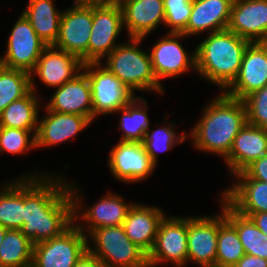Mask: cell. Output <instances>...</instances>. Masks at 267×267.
I'll use <instances>...</instances> for the list:
<instances>
[{
  "instance_id": "16",
  "label": "cell",
  "mask_w": 267,
  "mask_h": 267,
  "mask_svg": "<svg viewBox=\"0 0 267 267\" xmlns=\"http://www.w3.org/2000/svg\"><path fill=\"white\" fill-rule=\"evenodd\" d=\"M219 214L187 216L188 262L199 267L216 265Z\"/></svg>"
},
{
  "instance_id": "38",
  "label": "cell",
  "mask_w": 267,
  "mask_h": 267,
  "mask_svg": "<svg viewBox=\"0 0 267 267\" xmlns=\"http://www.w3.org/2000/svg\"><path fill=\"white\" fill-rule=\"evenodd\" d=\"M250 178L267 182V153L243 170Z\"/></svg>"
},
{
  "instance_id": "28",
  "label": "cell",
  "mask_w": 267,
  "mask_h": 267,
  "mask_svg": "<svg viewBox=\"0 0 267 267\" xmlns=\"http://www.w3.org/2000/svg\"><path fill=\"white\" fill-rule=\"evenodd\" d=\"M39 100L37 93L31 90L23 98L13 101L0 114V127L37 131Z\"/></svg>"
},
{
  "instance_id": "46",
  "label": "cell",
  "mask_w": 267,
  "mask_h": 267,
  "mask_svg": "<svg viewBox=\"0 0 267 267\" xmlns=\"http://www.w3.org/2000/svg\"><path fill=\"white\" fill-rule=\"evenodd\" d=\"M206 267H221V266H216V265H213V266H206Z\"/></svg>"
},
{
  "instance_id": "32",
  "label": "cell",
  "mask_w": 267,
  "mask_h": 267,
  "mask_svg": "<svg viewBox=\"0 0 267 267\" xmlns=\"http://www.w3.org/2000/svg\"><path fill=\"white\" fill-rule=\"evenodd\" d=\"M32 241L21 230L8 229L0 243V267H23L32 263Z\"/></svg>"
},
{
  "instance_id": "8",
  "label": "cell",
  "mask_w": 267,
  "mask_h": 267,
  "mask_svg": "<svg viewBox=\"0 0 267 267\" xmlns=\"http://www.w3.org/2000/svg\"><path fill=\"white\" fill-rule=\"evenodd\" d=\"M87 247V235L73 223L60 236L34 244L32 264L34 267H74Z\"/></svg>"
},
{
  "instance_id": "40",
  "label": "cell",
  "mask_w": 267,
  "mask_h": 267,
  "mask_svg": "<svg viewBox=\"0 0 267 267\" xmlns=\"http://www.w3.org/2000/svg\"><path fill=\"white\" fill-rule=\"evenodd\" d=\"M233 267H267V260L258 256L245 254Z\"/></svg>"
},
{
  "instance_id": "43",
  "label": "cell",
  "mask_w": 267,
  "mask_h": 267,
  "mask_svg": "<svg viewBox=\"0 0 267 267\" xmlns=\"http://www.w3.org/2000/svg\"><path fill=\"white\" fill-rule=\"evenodd\" d=\"M7 230H8V229H6V228H4V227H2V226L0 225V243H1V241L3 240V238H4V236H5Z\"/></svg>"
},
{
  "instance_id": "36",
  "label": "cell",
  "mask_w": 267,
  "mask_h": 267,
  "mask_svg": "<svg viewBox=\"0 0 267 267\" xmlns=\"http://www.w3.org/2000/svg\"><path fill=\"white\" fill-rule=\"evenodd\" d=\"M193 0H163L165 10L164 24L170 28L168 33H182L189 20Z\"/></svg>"
},
{
  "instance_id": "9",
  "label": "cell",
  "mask_w": 267,
  "mask_h": 267,
  "mask_svg": "<svg viewBox=\"0 0 267 267\" xmlns=\"http://www.w3.org/2000/svg\"><path fill=\"white\" fill-rule=\"evenodd\" d=\"M149 267L162 265L164 262L175 267H186L187 251V217L164 216L158 226L152 250L147 255Z\"/></svg>"
},
{
  "instance_id": "4",
  "label": "cell",
  "mask_w": 267,
  "mask_h": 267,
  "mask_svg": "<svg viewBox=\"0 0 267 267\" xmlns=\"http://www.w3.org/2000/svg\"><path fill=\"white\" fill-rule=\"evenodd\" d=\"M144 38H128L105 57L101 64L112 72L133 93L134 91H153L164 94L152 70L149 52L140 48Z\"/></svg>"
},
{
  "instance_id": "13",
  "label": "cell",
  "mask_w": 267,
  "mask_h": 267,
  "mask_svg": "<svg viewBox=\"0 0 267 267\" xmlns=\"http://www.w3.org/2000/svg\"><path fill=\"white\" fill-rule=\"evenodd\" d=\"M109 152L108 168L123 183L146 180L156 170L142 142L118 141Z\"/></svg>"
},
{
  "instance_id": "34",
  "label": "cell",
  "mask_w": 267,
  "mask_h": 267,
  "mask_svg": "<svg viewBox=\"0 0 267 267\" xmlns=\"http://www.w3.org/2000/svg\"><path fill=\"white\" fill-rule=\"evenodd\" d=\"M162 124L160 128L158 127V129L153 131H150L149 128L142 142L147 154L156 166L158 164V153L172 150L175 145L184 142L188 136L185 134V131L182 132V135L177 134L174 128L175 123H168L166 125L162 122Z\"/></svg>"
},
{
  "instance_id": "3",
  "label": "cell",
  "mask_w": 267,
  "mask_h": 267,
  "mask_svg": "<svg viewBox=\"0 0 267 267\" xmlns=\"http://www.w3.org/2000/svg\"><path fill=\"white\" fill-rule=\"evenodd\" d=\"M249 43L228 29L208 33L195 48V72L224 92L237 77Z\"/></svg>"
},
{
  "instance_id": "27",
  "label": "cell",
  "mask_w": 267,
  "mask_h": 267,
  "mask_svg": "<svg viewBox=\"0 0 267 267\" xmlns=\"http://www.w3.org/2000/svg\"><path fill=\"white\" fill-rule=\"evenodd\" d=\"M0 187V225L20 230L24 224V176Z\"/></svg>"
},
{
  "instance_id": "19",
  "label": "cell",
  "mask_w": 267,
  "mask_h": 267,
  "mask_svg": "<svg viewBox=\"0 0 267 267\" xmlns=\"http://www.w3.org/2000/svg\"><path fill=\"white\" fill-rule=\"evenodd\" d=\"M43 118L38 119L36 149L51 147L77 136L93 123L88 117L51 111L45 106Z\"/></svg>"
},
{
  "instance_id": "24",
  "label": "cell",
  "mask_w": 267,
  "mask_h": 267,
  "mask_svg": "<svg viewBox=\"0 0 267 267\" xmlns=\"http://www.w3.org/2000/svg\"><path fill=\"white\" fill-rule=\"evenodd\" d=\"M234 0H193L186 29L188 37L227 29Z\"/></svg>"
},
{
  "instance_id": "42",
  "label": "cell",
  "mask_w": 267,
  "mask_h": 267,
  "mask_svg": "<svg viewBox=\"0 0 267 267\" xmlns=\"http://www.w3.org/2000/svg\"><path fill=\"white\" fill-rule=\"evenodd\" d=\"M115 0H74V5L98 6L114 3Z\"/></svg>"
},
{
  "instance_id": "20",
  "label": "cell",
  "mask_w": 267,
  "mask_h": 267,
  "mask_svg": "<svg viewBox=\"0 0 267 267\" xmlns=\"http://www.w3.org/2000/svg\"><path fill=\"white\" fill-rule=\"evenodd\" d=\"M46 107L51 111L77 114L93 121L92 93L87 73L82 71L72 80L57 87Z\"/></svg>"
},
{
  "instance_id": "44",
  "label": "cell",
  "mask_w": 267,
  "mask_h": 267,
  "mask_svg": "<svg viewBox=\"0 0 267 267\" xmlns=\"http://www.w3.org/2000/svg\"><path fill=\"white\" fill-rule=\"evenodd\" d=\"M135 1H139V0H115L117 4H126L128 2H135Z\"/></svg>"
},
{
  "instance_id": "22",
  "label": "cell",
  "mask_w": 267,
  "mask_h": 267,
  "mask_svg": "<svg viewBox=\"0 0 267 267\" xmlns=\"http://www.w3.org/2000/svg\"><path fill=\"white\" fill-rule=\"evenodd\" d=\"M266 153L267 129L246 123L234 138L232 148L224 161L233 176Z\"/></svg>"
},
{
  "instance_id": "35",
  "label": "cell",
  "mask_w": 267,
  "mask_h": 267,
  "mask_svg": "<svg viewBox=\"0 0 267 267\" xmlns=\"http://www.w3.org/2000/svg\"><path fill=\"white\" fill-rule=\"evenodd\" d=\"M36 133L37 131L0 127V154L6 152L19 155L35 149Z\"/></svg>"
},
{
  "instance_id": "41",
  "label": "cell",
  "mask_w": 267,
  "mask_h": 267,
  "mask_svg": "<svg viewBox=\"0 0 267 267\" xmlns=\"http://www.w3.org/2000/svg\"><path fill=\"white\" fill-rule=\"evenodd\" d=\"M241 215L249 217L253 223L266 235L267 239V212Z\"/></svg>"
},
{
  "instance_id": "7",
  "label": "cell",
  "mask_w": 267,
  "mask_h": 267,
  "mask_svg": "<svg viewBox=\"0 0 267 267\" xmlns=\"http://www.w3.org/2000/svg\"><path fill=\"white\" fill-rule=\"evenodd\" d=\"M71 184L72 182L68 180L69 190L73 199L74 223L85 235L96 228L123 225L128 211L134 203H127L121 195L108 191L93 206L85 207L82 204V194L77 190L76 184L75 187ZM83 208L84 210L81 212ZM80 219L85 221L83 222L84 224L86 223L85 229L79 223L81 222Z\"/></svg>"
},
{
  "instance_id": "26",
  "label": "cell",
  "mask_w": 267,
  "mask_h": 267,
  "mask_svg": "<svg viewBox=\"0 0 267 267\" xmlns=\"http://www.w3.org/2000/svg\"><path fill=\"white\" fill-rule=\"evenodd\" d=\"M53 0H29L22 14L31 23L39 38L54 46L60 32L61 15Z\"/></svg>"
},
{
  "instance_id": "23",
  "label": "cell",
  "mask_w": 267,
  "mask_h": 267,
  "mask_svg": "<svg viewBox=\"0 0 267 267\" xmlns=\"http://www.w3.org/2000/svg\"><path fill=\"white\" fill-rule=\"evenodd\" d=\"M164 216L159 207L134 203L123 222L126 236L148 255L153 248L158 226Z\"/></svg>"
},
{
  "instance_id": "31",
  "label": "cell",
  "mask_w": 267,
  "mask_h": 267,
  "mask_svg": "<svg viewBox=\"0 0 267 267\" xmlns=\"http://www.w3.org/2000/svg\"><path fill=\"white\" fill-rule=\"evenodd\" d=\"M226 219L236 228L245 253L267 260L266 235L246 216L232 209L225 202Z\"/></svg>"
},
{
  "instance_id": "12",
  "label": "cell",
  "mask_w": 267,
  "mask_h": 267,
  "mask_svg": "<svg viewBox=\"0 0 267 267\" xmlns=\"http://www.w3.org/2000/svg\"><path fill=\"white\" fill-rule=\"evenodd\" d=\"M188 37L183 33H165L149 52L152 70L158 82L175 78L190 69L196 71L195 49L192 54H188L179 40ZM187 71V72H186Z\"/></svg>"
},
{
  "instance_id": "2",
  "label": "cell",
  "mask_w": 267,
  "mask_h": 267,
  "mask_svg": "<svg viewBox=\"0 0 267 267\" xmlns=\"http://www.w3.org/2000/svg\"><path fill=\"white\" fill-rule=\"evenodd\" d=\"M202 111V117L189 133L193 146L225 159L234 138L247 123L245 104L221 92Z\"/></svg>"
},
{
  "instance_id": "33",
  "label": "cell",
  "mask_w": 267,
  "mask_h": 267,
  "mask_svg": "<svg viewBox=\"0 0 267 267\" xmlns=\"http://www.w3.org/2000/svg\"><path fill=\"white\" fill-rule=\"evenodd\" d=\"M30 91L29 73L0 65V114L13 101L23 98Z\"/></svg>"
},
{
  "instance_id": "30",
  "label": "cell",
  "mask_w": 267,
  "mask_h": 267,
  "mask_svg": "<svg viewBox=\"0 0 267 267\" xmlns=\"http://www.w3.org/2000/svg\"><path fill=\"white\" fill-rule=\"evenodd\" d=\"M147 110V101L143 97L136 96L124 108L115 112V114L122 112L119 122V129L122 132L120 141L143 142L146 131L150 128Z\"/></svg>"
},
{
  "instance_id": "5",
  "label": "cell",
  "mask_w": 267,
  "mask_h": 267,
  "mask_svg": "<svg viewBox=\"0 0 267 267\" xmlns=\"http://www.w3.org/2000/svg\"><path fill=\"white\" fill-rule=\"evenodd\" d=\"M87 241V249L105 267H149L147 254L126 236L123 225L96 228L87 234ZM89 241L95 245L90 247Z\"/></svg>"
},
{
  "instance_id": "18",
  "label": "cell",
  "mask_w": 267,
  "mask_h": 267,
  "mask_svg": "<svg viewBox=\"0 0 267 267\" xmlns=\"http://www.w3.org/2000/svg\"><path fill=\"white\" fill-rule=\"evenodd\" d=\"M227 29L254 42H267V0H234Z\"/></svg>"
},
{
  "instance_id": "21",
  "label": "cell",
  "mask_w": 267,
  "mask_h": 267,
  "mask_svg": "<svg viewBox=\"0 0 267 267\" xmlns=\"http://www.w3.org/2000/svg\"><path fill=\"white\" fill-rule=\"evenodd\" d=\"M233 176L235 184L220 197L239 214L267 212V182L252 179L244 171Z\"/></svg>"
},
{
  "instance_id": "10",
  "label": "cell",
  "mask_w": 267,
  "mask_h": 267,
  "mask_svg": "<svg viewBox=\"0 0 267 267\" xmlns=\"http://www.w3.org/2000/svg\"><path fill=\"white\" fill-rule=\"evenodd\" d=\"M18 17L8 37L6 53L0 65L31 73L47 45L39 38L23 14Z\"/></svg>"
},
{
  "instance_id": "14",
  "label": "cell",
  "mask_w": 267,
  "mask_h": 267,
  "mask_svg": "<svg viewBox=\"0 0 267 267\" xmlns=\"http://www.w3.org/2000/svg\"><path fill=\"white\" fill-rule=\"evenodd\" d=\"M92 28V6L73 5L61 15L60 32L54 47L88 62V44Z\"/></svg>"
},
{
  "instance_id": "1",
  "label": "cell",
  "mask_w": 267,
  "mask_h": 267,
  "mask_svg": "<svg viewBox=\"0 0 267 267\" xmlns=\"http://www.w3.org/2000/svg\"><path fill=\"white\" fill-rule=\"evenodd\" d=\"M53 176V177H52ZM45 173L24 175V224L33 244L60 236L73 223V199L67 178Z\"/></svg>"
},
{
  "instance_id": "11",
  "label": "cell",
  "mask_w": 267,
  "mask_h": 267,
  "mask_svg": "<svg viewBox=\"0 0 267 267\" xmlns=\"http://www.w3.org/2000/svg\"><path fill=\"white\" fill-rule=\"evenodd\" d=\"M124 28L123 13L116 3L92 6V28L88 44V62H101L114 48ZM117 43V44H116Z\"/></svg>"
},
{
  "instance_id": "15",
  "label": "cell",
  "mask_w": 267,
  "mask_h": 267,
  "mask_svg": "<svg viewBox=\"0 0 267 267\" xmlns=\"http://www.w3.org/2000/svg\"><path fill=\"white\" fill-rule=\"evenodd\" d=\"M265 85H267V42L249 43L239 73L224 93L243 100Z\"/></svg>"
},
{
  "instance_id": "17",
  "label": "cell",
  "mask_w": 267,
  "mask_h": 267,
  "mask_svg": "<svg viewBox=\"0 0 267 267\" xmlns=\"http://www.w3.org/2000/svg\"><path fill=\"white\" fill-rule=\"evenodd\" d=\"M81 59L54 46H47L40 55L31 75V90L36 92L33 75L48 87L57 88L72 80L83 69Z\"/></svg>"
},
{
  "instance_id": "25",
  "label": "cell",
  "mask_w": 267,
  "mask_h": 267,
  "mask_svg": "<svg viewBox=\"0 0 267 267\" xmlns=\"http://www.w3.org/2000/svg\"><path fill=\"white\" fill-rule=\"evenodd\" d=\"M123 13V23L129 38H146L165 22L163 0H139L118 4Z\"/></svg>"
},
{
  "instance_id": "39",
  "label": "cell",
  "mask_w": 267,
  "mask_h": 267,
  "mask_svg": "<svg viewBox=\"0 0 267 267\" xmlns=\"http://www.w3.org/2000/svg\"><path fill=\"white\" fill-rule=\"evenodd\" d=\"M74 267H105L103 262L88 249L83 253Z\"/></svg>"
},
{
  "instance_id": "45",
  "label": "cell",
  "mask_w": 267,
  "mask_h": 267,
  "mask_svg": "<svg viewBox=\"0 0 267 267\" xmlns=\"http://www.w3.org/2000/svg\"><path fill=\"white\" fill-rule=\"evenodd\" d=\"M23 267H34V266H33V264L31 263V264H29V265H27V266H23Z\"/></svg>"
},
{
  "instance_id": "29",
  "label": "cell",
  "mask_w": 267,
  "mask_h": 267,
  "mask_svg": "<svg viewBox=\"0 0 267 267\" xmlns=\"http://www.w3.org/2000/svg\"><path fill=\"white\" fill-rule=\"evenodd\" d=\"M222 202V203H221ZM216 266L233 267L246 253L236 228L226 219L225 201L221 198Z\"/></svg>"
},
{
  "instance_id": "6",
  "label": "cell",
  "mask_w": 267,
  "mask_h": 267,
  "mask_svg": "<svg viewBox=\"0 0 267 267\" xmlns=\"http://www.w3.org/2000/svg\"><path fill=\"white\" fill-rule=\"evenodd\" d=\"M92 93L93 120L99 115L114 114L136 96L101 62L83 64Z\"/></svg>"
},
{
  "instance_id": "37",
  "label": "cell",
  "mask_w": 267,
  "mask_h": 267,
  "mask_svg": "<svg viewBox=\"0 0 267 267\" xmlns=\"http://www.w3.org/2000/svg\"><path fill=\"white\" fill-rule=\"evenodd\" d=\"M247 123L267 129V85L243 99Z\"/></svg>"
}]
</instances>
